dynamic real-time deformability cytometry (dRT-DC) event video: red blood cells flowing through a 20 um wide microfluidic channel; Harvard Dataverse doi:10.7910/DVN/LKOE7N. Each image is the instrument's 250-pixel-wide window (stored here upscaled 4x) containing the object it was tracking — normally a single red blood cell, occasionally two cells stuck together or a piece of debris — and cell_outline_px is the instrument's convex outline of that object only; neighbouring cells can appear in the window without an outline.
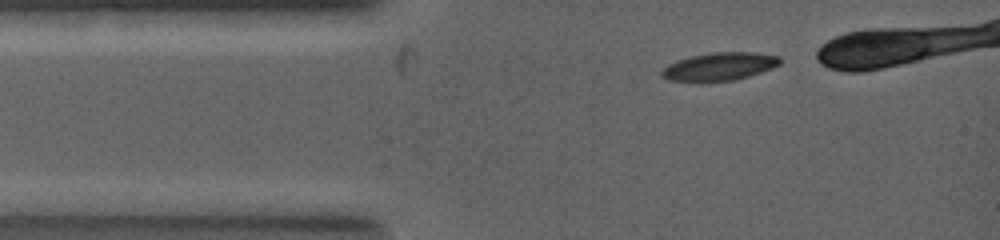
{"species": "common noctule bat (a hibernating species)", "species_latin": "Nyctalus noctula", "temperature_condition": "warm", "stored_images_in_passage": 3, "segment_of_instrument_passage": [2, 2], "camera_frame_rate_fps": 5000, "um_per_image_px": 0.085, "animal": {"sex": "female", "body_mass_g": 19.0, "forearm_length_mm": 53.3}, "frame": {"image": 1, "passage_image": 3, "time_ms": 1.4, "image_size_px": [1000, 240], "cell_outline_px": [[780, 64], [760, 72], [748, 76], [732, 80], [700, 84], [668, 80], [660, 76], [660, 72], [668, 64], [692, 56], [712, 52], [752, 52], [780, 56]], "centroid_in_image_um": [61.08, 5.69], "position_along_channel_um": 23.9, "area_um2": 19.59}}